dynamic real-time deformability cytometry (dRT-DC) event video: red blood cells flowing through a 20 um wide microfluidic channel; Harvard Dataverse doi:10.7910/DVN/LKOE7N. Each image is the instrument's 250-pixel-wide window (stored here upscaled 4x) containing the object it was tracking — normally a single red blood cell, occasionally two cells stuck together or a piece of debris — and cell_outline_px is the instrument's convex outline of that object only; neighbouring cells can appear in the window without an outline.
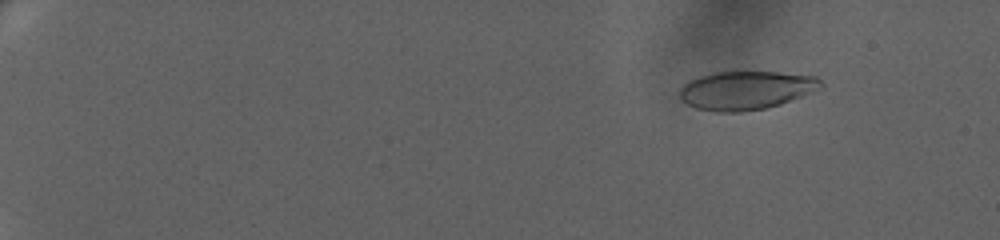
{"species": "human", "species_latin": "Homo sapiens", "temperature_condition": "warm", "stored_images_in_passage": 64, "camera_frame_rate_fps": 3000, "um_per_image_px": 0.085, "donor": {"sex": "female"}, "frame": {"image": 1, "passage_image": 6, "time_ms": 1.667, "image_size_px": [1000, 240], "cell_outline_px": [[824, 88], [780, 104], [764, 108], [740, 112], [716, 112], [696, 108], [680, 100], [680, 88], [688, 80], [700, 76], [716, 72], [776, 72], [816, 76], [824, 84]], "centroid_in_image_um": [63.42, 7.67], "position_along_channel_um": 21.6, "area_um2": 31.79}}
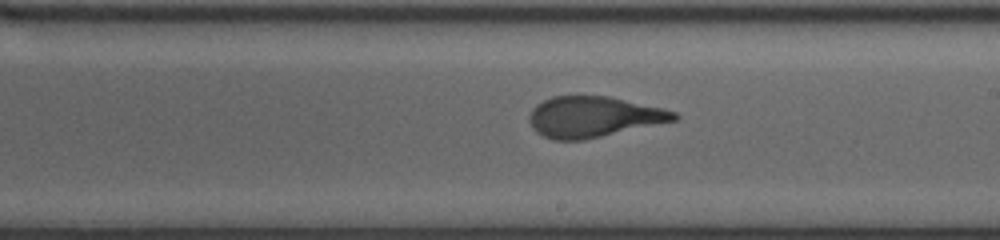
{"frame": {"image": 2, "passage_image": 41, "time_ms": 13.333, "image_size_px": [1000, 240], "cell_outline_px": [[680, 116], [676, 120], [584, 140], [552, 140], [536, 132], [532, 128], [528, 116], [532, 108], [536, 104], [552, 96], [608, 96], [664, 108], [676, 112]], "centroid_in_image_um": [50.43, 9.93], "position_along_channel_um": 238.6, "area_um2": 34.39}}
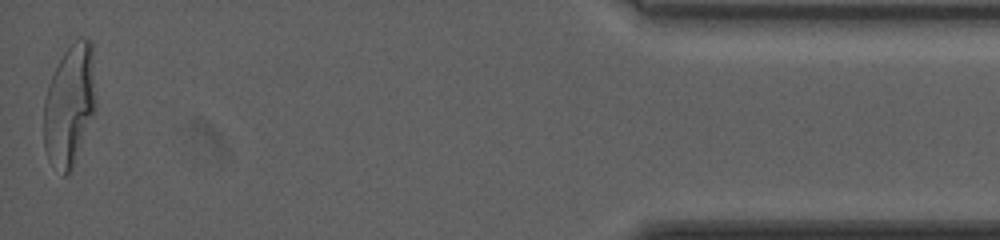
{"frame": {"image": 3, "passage_image": 64, "time_ms": 21.0, "image_size_px": [1000, 240], "cell_outline_px": [[96, 112], [72, 168], [64, 176], [48, 160], [44, 148], [44, 100], [48, 84], [64, 52], [76, 40], [92, 40], [96, 100]], "centroid_in_image_um": [5.93, 8.97], "position_along_channel_um": 429.3, "area_um2": 36.93}, "authors_computed_cell_mechanics": {"area_um2": 34.6511, "velocity_mm_per_s": 3.3193, "shape_relaxation_time_tau1_ms": 5.9469, "shape_relaxation_time_tau2_ms": 0.8996, "deformation_change_tau1": 0.2617, "deformation_change_tau2": 0.0953}}